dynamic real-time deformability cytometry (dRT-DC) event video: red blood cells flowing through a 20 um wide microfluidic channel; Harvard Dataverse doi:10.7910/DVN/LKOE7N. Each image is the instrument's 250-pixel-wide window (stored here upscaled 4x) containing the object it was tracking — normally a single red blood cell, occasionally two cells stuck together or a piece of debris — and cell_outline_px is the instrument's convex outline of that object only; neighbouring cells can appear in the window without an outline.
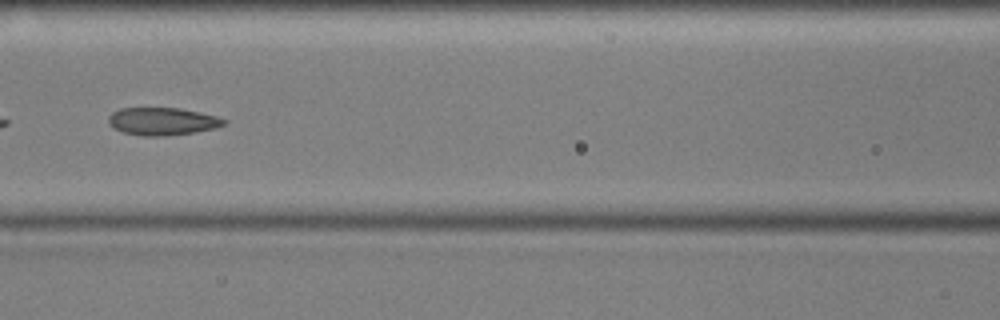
{"species": "common noctule bat (a hibernating species)", "species_latin": "Nyctalus noctula", "temperature_condition": "cold", "stored_images_in_passage": 53, "camera_frame_rate_fps": 3000, "um_per_image_px": 0.085, "animal": {"sex": "male", "body_mass_g": 17.9, "forearm_length_mm": 54.2}, "frame": {"image": 1, "passage_image": 23, "time_ms": 7.333, "image_size_px": [1000, 320], "cell_outline_px": [[228, 120], [224, 124], [216, 128], [192, 132], [160, 136], [140, 136], [124, 132], [108, 124], [108, 116], [112, 112], [120, 108], [180, 108], [200, 112], [216, 116]], "centroid_in_image_um": [13.79, 10.3], "position_along_channel_um": 152.8, "area_um2": 18.5}, "authors_computed_cell_mechanics": {"area_um2": 20.808, "velocity_mm_per_s": 3.5943, "shape_relaxation_time_tau1_ms": null, "shape_relaxation_time_tau2_ms": 3.2755, "deformation_change_tau1": null, "deformation_change_tau2": 0.1152}}